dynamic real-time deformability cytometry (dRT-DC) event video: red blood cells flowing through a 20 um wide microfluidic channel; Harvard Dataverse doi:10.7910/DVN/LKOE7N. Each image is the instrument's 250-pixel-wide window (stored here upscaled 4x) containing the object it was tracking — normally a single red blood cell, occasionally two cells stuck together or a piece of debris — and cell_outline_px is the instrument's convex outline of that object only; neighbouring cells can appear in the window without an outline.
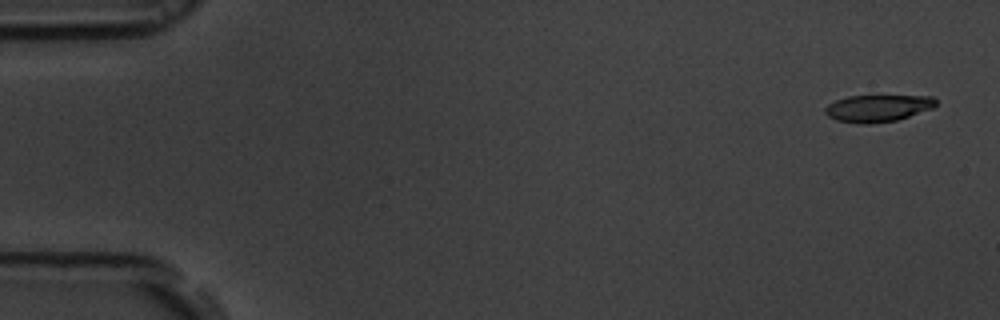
{"species": "common noctule bat (a hibernating species)", "species_latin": "Nyctalus noctula", "temperature_condition": "room temperature", "stored_images_in_passage": 56, "camera_frame_rate_fps": 3000, "um_per_image_px": 0.085, "animal": {"sex": "male", "body_mass_g": 19.5, "forearm_length_mm": 54.6}, "frame": {"image": 1, "passage_image": 3, "time_ms": 0.667, "image_size_px": [1000, 320], "cell_outline_px": [[936, 104], [932, 108], [896, 120], [868, 124], [860, 124], [836, 120], [828, 116], [824, 112], [824, 108], [828, 104], [836, 100], [848, 96], [932, 96], [936, 100]], "centroid_in_image_um": [74.57, 9.2], "position_along_channel_um": 10.4, "area_um2": 17.28}}
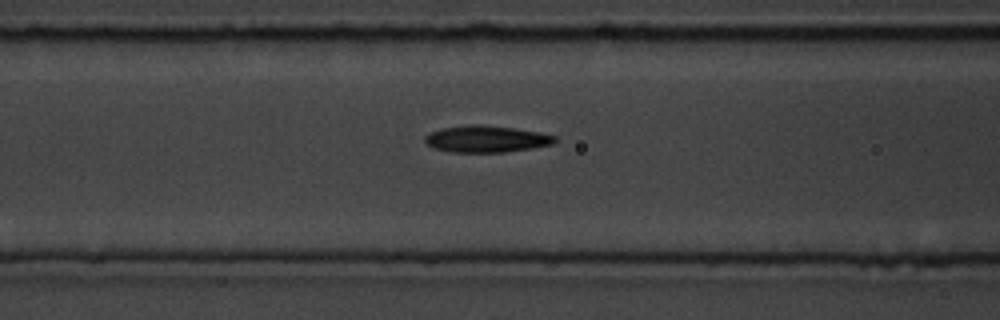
{"frame": {"image": 2, "passage_image": 23, "time_ms": 7.333, "image_size_px": [1000, 320], "cell_outline_px": [[556, 140], [552, 144], [532, 148], [504, 152], [452, 152], [436, 148], [428, 144], [424, 140], [424, 136], [432, 132], [444, 128], [476, 124], [480, 124], [516, 128], [540, 132], [556, 136]], "centroid_in_image_um": [41.38, 11.81], "position_along_channel_um": 125.2, "area_um2": 20.0}}
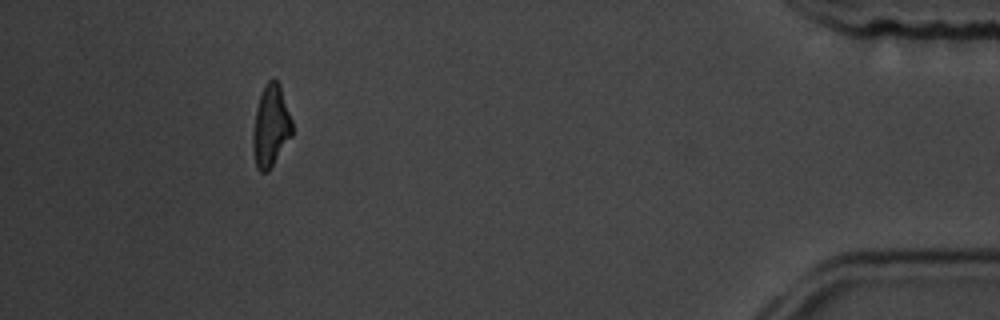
{"frame": {"image": 3, "passage_image": 51, "time_ms": 16.667, "image_size_px": [1000, 320], "cell_outline_px": [[292, 136], [268, 172], [260, 172], [256, 168], [252, 148], [252, 136], [256, 108], [260, 96], [268, 80], [276, 80], [280, 84], [292, 120]], "centroid_in_image_um": [23.01, 10.76], "position_along_channel_um": 412.2, "area_um2": 18.73}, "authors_computed_cell_mechanics": {"area_um2": 18.9584, "velocity_mm_per_s": 3.7413, "shape_relaxation_time_tau1_ms": 4.106, "shape_relaxation_time_tau2_ms": 3.1064, "deformation_change_tau1": 0.1487, "deformation_change_tau2": 0.1146}}